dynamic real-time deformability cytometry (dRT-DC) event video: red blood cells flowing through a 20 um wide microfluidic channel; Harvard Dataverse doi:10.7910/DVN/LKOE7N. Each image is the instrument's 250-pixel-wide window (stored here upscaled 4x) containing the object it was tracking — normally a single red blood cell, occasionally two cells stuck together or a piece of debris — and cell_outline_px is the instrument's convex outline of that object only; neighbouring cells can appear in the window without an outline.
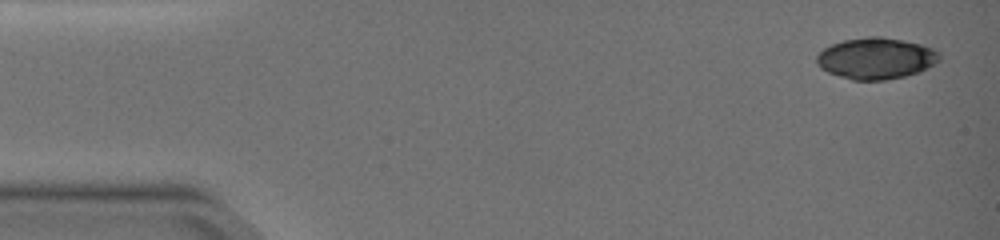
{"species": "common noctule bat (a hibernating species)", "species_latin": "Nyctalus noctula", "temperature_condition": "warm", "stored_images_in_passage": 7, "camera_frame_rate_fps": 3000, "um_per_image_px": 0.085, "animal": {"sex": "female", "body_mass_g": 19.0, "forearm_length_mm": 51.5}, "frame": {"image": 1, "passage_image": 1, "time_ms": 0.0, "image_size_px": [1000, 240], "cell_outline_px": [[940, 60], [928, 68], [920, 72], [904, 76], [884, 80], [852, 80], [828, 72], [820, 68], [816, 64], [816, 56], [824, 48], [832, 44], [844, 40], [868, 36], [880, 36], [904, 40], [920, 44], [932, 48], [940, 52]], "centroid_in_image_um": [74.47, 4.96], "position_along_channel_um": 10.5, "area_um2": 29.71}}